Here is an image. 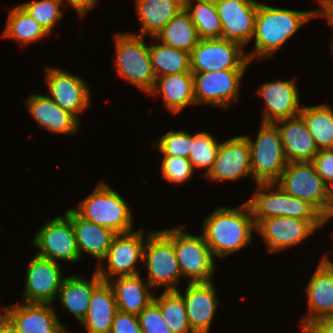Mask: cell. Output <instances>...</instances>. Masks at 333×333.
<instances>
[{"mask_svg": "<svg viewBox=\"0 0 333 333\" xmlns=\"http://www.w3.org/2000/svg\"><path fill=\"white\" fill-rule=\"evenodd\" d=\"M202 234L213 256L224 258L252 241L256 224L247 202L239 207H218L202 223Z\"/></svg>", "mask_w": 333, "mask_h": 333, "instance_id": "obj_1", "label": "cell"}, {"mask_svg": "<svg viewBox=\"0 0 333 333\" xmlns=\"http://www.w3.org/2000/svg\"><path fill=\"white\" fill-rule=\"evenodd\" d=\"M317 17L320 9L297 11L259 3L253 35L255 48L246 54L248 59L273 56L301 26Z\"/></svg>", "mask_w": 333, "mask_h": 333, "instance_id": "obj_2", "label": "cell"}, {"mask_svg": "<svg viewBox=\"0 0 333 333\" xmlns=\"http://www.w3.org/2000/svg\"><path fill=\"white\" fill-rule=\"evenodd\" d=\"M80 217L98 225L108 227L115 233L133 231L131 208L120 193L113 190L105 181L98 183L89 196L73 209Z\"/></svg>", "mask_w": 333, "mask_h": 333, "instance_id": "obj_3", "label": "cell"}, {"mask_svg": "<svg viewBox=\"0 0 333 333\" xmlns=\"http://www.w3.org/2000/svg\"><path fill=\"white\" fill-rule=\"evenodd\" d=\"M114 36L117 75L149 94L154 88L156 76L144 36L128 32Z\"/></svg>", "mask_w": 333, "mask_h": 333, "instance_id": "obj_4", "label": "cell"}, {"mask_svg": "<svg viewBox=\"0 0 333 333\" xmlns=\"http://www.w3.org/2000/svg\"><path fill=\"white\" fill-rule=\"evenodd\" d=\"M184 226L161 230L173 243L182 277L188 283L212 282L216 270L214 256L204 236L185 233Z\"/></svg>", "mask_w": 333, "mask_h": 333, "instance_id": "obj_5", "label": "cell"}, {"mask_svg": "<svg viewBox=\"0 0 333 333\" xmlns=\"http://www.w3.org/2000/svg\"><path fill=\"white\" fill-rule=\"evenodd\" d=\"M244 136L250 146L251 172L255 184L275 183L288 163L276 125L261 123L256 140Z\"/></svg>", "mask_w": 333, "mask_h": 333, "instance_id": "obj_6", "label": "cell"}, {"mask_svg": "<svg viewBox=\"0 0 333 333\" xmlns=\"http://www.w3.org/2000/svg\"><path fill=\"white\" fill-rule=\"evenodd\" d=\"M143 263L147 268V282L152 288L178 290L182 278L172 241L160 230L147 234L143 249Z\"/></svg>", "mask_w": 333, "mask_h": 333, "instance_id": "obj_7", "label": "cell"}, {"mask_svg": "<svg viewBox=\"0 0 333 333\" xmlns=\"http://www.w3.org/2000/svg\"><path fill=\"white\" fill-rule=\"evenodd\" d=\"M244 47L223 38L200 39L190 52L192 74L227 70H246L251 63L244 55Z\"/></svg>", "mask_w": 333, "mask_h": 333, "instance_id": "obj_8", "label": "cell"}, {"mask_svg": "<svg viewBox=\"0 0 333 333\" xmlns=\"http://www.w3.org/2000/svg\"><path fill=\"white\" fill-rule=\"evenodd\" d=\"M275 184L285 193L310 202L323 215L329 208L331 189L310 161L288 162Z\"/></svg>", "mask_w": 333, "mask_h": 333, "instance_id": "obj_9", "label": "cell"}, {"mask_svg": "<svg viewBox=\"0 0 333 333\" xmlns=\"http://www.w3.org/2000/svg\"><path fill=\"white\" fill-rule=\"evenodd\" d=\"M143 229L128 233H118L114 236L111 246L102 260L98 263L96 273L104 282L121 277L140 274L137 262H143V249L146 242Z\"/></svg>", "mask_w": 333, "mask_h": 333, "instance_id": "obj_10", "label": "cell"}, {"mask_svg": "<svg viewBox=\"0 0 333 333\" xmlns=\"http://www.w3.org/2000/svg\"><path fill=\"white\" fill-rule=\"evenodd\" d=\"M324 224V220L278 216L260 220L256 224V231L263 238L269 253H276L298 245Z\"/></svg>", "mask_w": 333, "mask_h": 333, "instance_id": "obj_11", "label": "cell"}, {"mask_svg": "<svg viewBox=\"0 0 333 333\" xmlns=\"http://www.w3.org/2000/svg\"><path fill=\"white\" fill-rule=\"evenodd\" d=\"M33 245L38 248L36 254L52 261H79L80 255L72 221L65 215L47 221L36 232Z\"/></svg>", "mask_w": 333, "mask_h": 333, "instance_id": "obj_12", "label": "cell"}, {"mask_svg": "<svg viewBox=\"0 0 333 333\" xmlns=\"http://www.w3.org/2000/svg\"><path fill=\"white\" fill-rule=\"evenodd\" d=\"M245 70H221L193 74L196 104L229 108L240 97L239 87ZM243 76V77H242Z\"/></svg>", "mask_w": 333, "mask_h": 333, "instance_id": "obj_13", "label": "cell"}, {"mask_svg": "<svg viewBox=\"0 0 333 333\" xmlns=\"http://www.w3.org/2000/svg\"><path fill=\"white\" fill-rule=\"evenodd\" d=\"M26 270L22 302L53 304L66 278L59 262L35 254Z\"/></svg>", "mask_w": 333, "mask_h": 333, "instance_id": "obj_14", "label": "cell"}, {"mask_svg": "<svg viewBox=\"0 0 333 333\" xmlns=\"http://www.w3.org/2000/svg\"><path fill=\"white\" fill-rule=\"evenodd\" d=\"M45 84L49 90L48 96L62 109L68 110L77 118L91 103V92L88 83L60 68L45 67ZM80 113V114H79Z\"/></svg>", "mask_w": 333, "mask_h": 333, "instance_id": "obj_15", "label": "cell"}, {"mask_svg": "<svg viewBox=\"0 0 333 333\" xmlns=\"http://www.w3.org/2000/svg\"><path fill=\"white\" fill-rule=\"evenodd\" d=\"M222 23V38L243 47L252 40L259 2L256 0H214Z\"/></svg>", "mask_w": 333, "mask_h": 333, "instance_id": "obj_16", "label": "cell"}, {"mask_svg": "<svg viewBox=\"0 0 333 333\" xmlns=\"http://www.w3.org/2000/svg\"><path fill=\"white\" fill-rule=\"evenodd\" d=\"M265 100L261 123H275L300 114L299 90L295 79L262 83L256 90Z\"/></svg>", "mask_w": 333, "mask_h": 333, "instance_id": "obj_17", "label": "cell"}, {"mask_svg": "<svg viewBox=\"0 0 333 333\" xmlns=\"http://www.w3.org/2000/svg\"><path fill=\"white\" fill-rule=\"evenodd\" d=\"M252 177L250 146L244 135L221 142L213 168L206 176L210 181H234Z\"/></svg>", "mask_w": 333, "mask_h": 333, "instance_id": "obj_18", "label": "cell"}, {"mask_svg": "<svg viewBox=\"0 0 333 333\" xmlns=\"http://www.w3.org/2000/svg\"><path fill=\"white\" fill-rule=\"evenodd\" d=\"M308 316L299 323L308 329L319 319L333 316V267L322 257L306 286Z\"/></svg>", "mask_w": 333, "mask_h": 333, "instance_id": "obj_19", "label": "cell"}, {"mask_svg": "<svg viewBox=\"0 0 333 333\" xmlns=\"http://www.w3.org/2000/svg\"><path fill=\"white\" fill-rule=\"evenodd\" d=\"M214 281L187 283L185 293L176 290L183 298L189 325L194 333H209L219 299Z\"/></svg>", "mask_w": 333, "mask_h": 333, "instance_id": "obj_20", "label": "cell"}, {"mask_svg": "<svg viewBox=\"0 0 333 333\" xmlns=\"http://www.w3.org/2000/svg\"><path fill=\"white\" fill-rule=\"evenodd\" d=\"M23 303V304H22ZM52 304L26 303L5 306V315L19 333H67Z\"/></svg>", "mask_w": 333, "mask_h": 333, "instance_id": "obj_21", "label": "cell"}, {"mask_svg": "<svg viewBox=\"0 0 333 333\" xmlns=\"http://www.w3.org/2000/svg\"><path fill=\"white\" fill-rule=\"evenodd\" d=\"M25 103L32 118L40 127L63 135L78 133L80 119L68 110L62 109L48 95L31 94Z\"/></svg>", "mask_w": 333, "mask_h": 333, "instance_id": "obj_22", "label": "cell"}, {"mask_svg": "<svg viewBox=\"0 0 333 333\" xmlns=\"http://www.w3.org/2000/svg\"><path fill=\"white\" fill-rule=\"evenodd\" d=\"M274 124L280 133L287 162L311 161L318 153L314 139L300 114Z\"/></svg>", "mask_w": 333, "mask_h": 333, "instance_id": "obj_23", "label": "cell"}, {"mask_svg": "<svg viewBox=\"0 0 333 333\" xmlns=\"http://www.w3.org/2000/svg\"><path fill=\"white\" fill-rule=\"evenodd\" d=\"M64 215L72 221L80 258L86 252L101 263L117 233L80 217L73 208L67 209Z\"/></svg>", "mask_w": 333, "mask_h": 333, "instance_id": "obj_24", "label": "cell"}, {"mask_svg": "<svg viewBox=\"0 0 333 333\" xmlns=\"http://www.w3.org/2000/svg\"><path fill=\"white\" fill-rule=\"evenodd\" d=\"M141 276L140 273L108 281L114 291L118 311L138 315L153 301L154 295L150 294L153 288Z\"/></svg>", "mask_w": 333, "mask_h": 333, "instance_id": "obj_25", "label": "cell"}, {"mask_svg": "<svg viewBox=\"0 0 333 333\" xmlns=\"http://www.w3.org/2000/svg\"><path fill=\"white\" fill-rule=\"evenodd\" d=\"M103 282L95 270L91 280H86L83 276H67L60 286L57 298L61 305L81 322L86 316L93 292Z\"/></svg>", "mask_w": 333, "mask_h": 333, "instance_id": "obj_26", "label": "cell"}, {"mask_svg": "<svg viewBox=\"0 0 333 333\" xmlns=\"http://www.w3.org/2000/svg\"><path fill=\"white\" fill-rule=\"evenodd\" d=\"M118 312L115 294L108 282H103L92 294L85 318L80 322L87 333H110Z\"/></svg>", "mask_w": 333, "mask_h": 333, "instance_id": "obj_27", "label": "cell"}, {"mask_svg": "<svg viewBox=\"0 0 333 333\" xmlns=\"http://www.w3.org/2000/svg\"><path fill=\"white\" fill-rule=\"evenodd\" d=\"M150 95L161 94L164 106L172 114H178L186 106L196 104L192 73L169 74L156 78Z\"/></svg>", "mask_w": 333, "mask_h": 333, "instance_id": "obj_28", "label": "cell"}, {"mask_svg": "<svg viewBox=\"0 0 333 333\" xmlns=\"http://www.w3.org/2000/svg\"><path fill=\"white\" fill-rule=\"evenodd\" d=\"M136 12L142 24L140 36L154 38L165 25L185 8V0H135Z\"/></svg>", "mask_w": 333, "mask_h": 333, "instance_id": "obj_29", "label": "cell"}, {"mask_svg": "<svg viewBox=\"0 0 333 333\" xmlns=\"http://www.w3.org/2000/svg\"><path fill=\"white\" fill-rule=\"evenodd\" d=\"M200 38L189 12L184 8L154 37V41L172 48L191 52Z\"/></svg>", "mask_w": 333, "mask_h": 333, "instance_id": "obj_30", "label": "cell"}, {"mask_svg": "<svg viewBox=\"0 0 333 333\" xmlns=\"http://www.w3.org/2000/svg\"><path fill=\"white\" fill-rule=\"evenodd\" d=\"M256 185L251 199L246 201L255 224L269 217L284 216L285 192L275 183Z\"/></svg>", "mask_w": 333, "mask_h": 333, "instance_id": "obj_31", "label": "cell"}, {"mask_svg": "<svg viewBox=\"0 0 333 333\" xmlns=\"http://www.w3.org/2000/svg\"><path fill=\"white\" fill-rule=\"evenodd\" d=\"M300 115L318 150L333 149V108L327 104L303 106Z\"/></svg>", "mask_w": 333, "mask_h": 333, "instance_id": "obj_32", "label": "cell"}, {"mask_svg": "<svg viewBox=\"0 0 333 333\" xmlns=\"http://www.w3.org/2000/svg\"><path fill=\"white\" fill-rule=\"evenodd\" d=\"M4 38H12L19 44L28 45L46 37L49 34L20 5L9 11L7 24L2 33Z\"/></svg>", "mask_w": 333, "mask_h": 333, "instance_id": "obj_33", "label": "cell"}, {"mask_svg": "<svg viewBox=\"0 0 333 333\" xmlns=\"http://www.w3.org/2000/svg\"><path fill=\"white\" fill-rule=\"evenodd\" d=\"M185 9L200 39L222 38V23L214 0H185Z\"/></svg>", "mask_w": 333, "mask_h": 333, "instance_id": "obj_34", "label": "cell"}, {"mask_svg": "<svg viewBox=\"0 0 333 333\" xmlns=\"http://www.w3.org/2000/svg\"><path fill=\"white\" fill-rule=\"evenodd\" d=\"M149 52L156 78L169 74L191 73L189 52L163 43L149 45Z\"/></svg>", "mask_w": 333, "mask_h": 333, "instance_id": "obj_35", "label": "cell"}, {"mask_svg": "<svg viewBox=\"0 0 333 333\" xmlns=\"http://www.w3.org/2000/svg\"><path fill=\"white\" fill-rule=\"evenodd\" d=\"M153 302L172 333H194L188 322L184 300L176 290H164L160 296L153 297Z\"/></svg>", "mask_w": 333, "mask_h": 333, "instance_id": "obj_36", "label": "cell"}, {"mask_svg": "<svg viewBox=\"0 0 333 333\" xmlns=\"http://www.w3.org/2000/svg\"><path fill=\"white\" fill-rule=\"evenodd\" d=\"M219 147L220 142L206 131L191 134V147L188 159L192 163L193 169L206 168L203 175L207 176L213 168Z\"/></svg>", "mask_w": 333, "mask_h": 333, "instance_id": "obj_37", "label": "cell"}, {"mask_svg": "<svg viewBox=\"0 0 333 333\" xmlns=\"http://www.w3.org/2000/svg\"><path fill=\"white\" fill-rule=\"evenodd\" d=\"M64 4V0H33L20 6L50 34L63 18Z\"/></svg>", "mask_w": 333, "mask_h": 333, "instance_id": "obj_38", "label": "cell"}, {"mask_svg": "<svg viewBox=\"0 0 333 333\" xmlns=\"http://www.w3.org/2000/svg\"><path fill=\"white\" fill-rule=\"evenodd\" d=\"M158 139L152 145L161 152L160 154L188 158L191 147V134L182 130H169Z\"/></svg>", "mask_w": 333, "mask_h": 333, "instance_id": "obj_39", "label": "cell"}, {"mask_svg": "<svg viewBox=\"0 0 333 333\" xmlns=\"http://www.w3.org/2000/svg\"><path fill=\"white\" fill-rule=\"evenodd\" d=\"M161 163L162 180L182 184L189 181L194 174L192 163L188 158L163 155Z\"/></svg>", "mask_w": 333, "mask_h": 333, "instance_id": "obj_40", "label": "cell"}, {"mask_svg": "<svg viewBox=\"0 0 333 333\" xmlns=\"http://www.w3.org/2000/svg\"><path fill=\"white\" fill-rule=\"evenodd\" d=\"M284 217L324 220V215L310 202L285 193Z\"/></svg>", "mask_w": 333, "mask_h": 333, "instance_id": "obj_41", "label": "cell"}, {"mask_svg": "<svg viewBox=\"0 0 333 333\" xmlns=\"http://www.w3.org/2000/svg\"><path fill=\"white\" fill-rule=\"evenodd\" d=\"M137 316L142 333H172L153 301Z\"/></svg>", "mask_w": 333, "mask_h": 333, "instance_id": "obj_42", "label": "cell"}, {"mask_svg": "<svg viewBox=\"0 0 333 333\" xmlns=\"http://www.w3.org/2000/svg\"><path fill=\"white\" fill-rule=\"evenodd\" d=\"M323 181L333 188V149H321L310 161Z\"/></svg>", "mask_w": 333, "mask_h": 333, "instance_id": "obj_43", "label": "cell"}, {"mask_svg": "<svg viewBox=\"0 0 333 333\" xmlns=\"http://www.w3.org/2000/svg\"><path fill=\"white\" fill-rule=\"evenodd\" d=\"M110 333H142L138 316L118 311Z\"/></svg>", "mask_w": 333, "mask_h": 333, "instance_id": "obj_44", "label": "cell"}, {"mask_svg": "<svg viewBox=\"0 0 333 333\" xmlns=\"http://www.w3.org/2000/svg\"><path fill=\"white\" fill-rule=\"evenodd\" d=\"M66 5H71L82 19L91 8L97 4L98 0H65Z\"/></svg>", "mask_w": 333, "mask_h": 333, "instance_id": "obj_45", "label": "cell"}, {"mask_svg": "<svg viewBox=\"0 0 333 333\" xmlns=\"http://www.w3.org/2000/svg\"><path fill=\"white\" fill-rule=\"evenodd\" d=\"M307 330L310 333H333V316L319 319Z\"/></svg>", "mask_w": 333, "mask_h": 333, "instance_id": "obj_46", "label": "cell"}, {"mask_svg": "<svg viewBox=\"0 0 333 333\" xmlns=\"http://www.w3.org/2000/svg\"><path fill=\"white\" fill-rule=\"evenodd\" d=\"M0 333H19V331L13 322L4 315L0 319Z\"/></svg>", "mask_w": 333, "mask_h": 333, "instance_id": "obj_47", "label": "cell"}, {"mask_svg": "<svg viewBox=\"0 0 333 333\" xmlns=\"http://www.w3.org/2000/svg\"><path fill=\"white\" fill-rule=\"evenodd\" d=\"M333 218V188L331 189L330 205L327 212L324 214V223L330 221Z\"/></svg>", "mask_w": 333, "mask_h": 333, "instance_id": "obj_48", "label": "cell"}, {"mask_svg": "<svg viewBox=\"0 0 333 333\" xmlns=\"http://www.w3.org/2000/svg\"><path fill=\"white\" fill-rule=\"evenodd\" d=\"M323 258L333 267V261L330 259V257L328 255H324Z\"/></svg>", "mask_w": 333, "mask_h": 333, "instance_id": "obj_49", "label": "cell"}, {"mask_svg": "<svg viewBox=\"0 0 333 333\" xmlns=\"http://www.w3.org/2000/svg\"><path fill=\"white\" fill-rule=\"evenodd\" d=\"M2 306H0V319L5 315V306H3L2 308H1ZM3 312V313H2Z\"/></svg>", "mask_w": 333, "mask_h": 333, "instance_id": "obj_50", "label": "cell"}, {"mask_svg": "<svg viewBox=\"0 0 333 333\" xmlns=\"http://www.w3.org/2000/svg\"><path fill=\"white\" fill-rule=\"evenodd\" d=\"M331 27H332V29H333V26H332V25H331ZM330 46H331L330 49L332 50L331 52H332V54H333V37H332V40H331Z\"/></svg>", "mask_w": 333, "mask_h": 333, "instance_id": "obj_51", "label": "cell"}, {"mask_svg": "<svg viewBox=\"0 0 333 333\" xmlns=\"http://www.w3.org/2000/svg\"><path fill=\"white\" fill-rule=\"evenodd\" d=\"M301 333H310L307 329H301Z\"/></svg>", "mask_w": 333, "mask_h": 333, "instance_id": "obj_52", "label": "cell"}]
</instances>
